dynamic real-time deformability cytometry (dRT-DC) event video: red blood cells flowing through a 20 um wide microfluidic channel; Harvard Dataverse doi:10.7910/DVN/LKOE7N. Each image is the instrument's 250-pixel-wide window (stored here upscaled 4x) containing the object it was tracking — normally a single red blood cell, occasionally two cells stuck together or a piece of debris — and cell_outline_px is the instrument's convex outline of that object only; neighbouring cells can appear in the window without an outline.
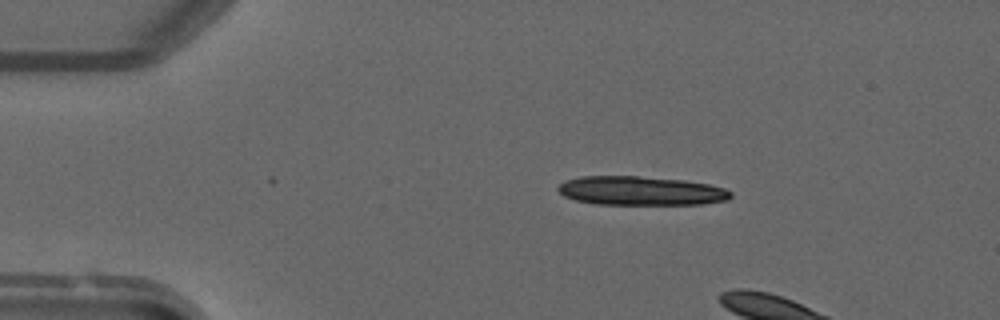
{"species": "common noctule bat (a hibernating species)", "species_latin": "Nyctalus noctula", "temperature_condition": "warm", "stored_images_in_passage": 5, "camera_frame_rate_fps": 3000, "um_per_image_px": 0.085, "animal": {"sex": "male", "forearm_length_mm": 52.5}, "frame": {"image": 1, "passage_image": 3, "time_ms": 2.333, "image_size_px": [1000, 320], "cell_outline_px": [[732, 196], [728, 200], [704, 204], [596, 204], [576, 200], [564, 196], [556, 188], [560, 184], [568, 180], [580, 176], [636, 176], [684, 180], [708, 184], [724, 188], [732, 192]], "centroid_in_image_um": [54.49, 16.22], "position_along_channel_um": 30.5, "area_um2": 29.07}}